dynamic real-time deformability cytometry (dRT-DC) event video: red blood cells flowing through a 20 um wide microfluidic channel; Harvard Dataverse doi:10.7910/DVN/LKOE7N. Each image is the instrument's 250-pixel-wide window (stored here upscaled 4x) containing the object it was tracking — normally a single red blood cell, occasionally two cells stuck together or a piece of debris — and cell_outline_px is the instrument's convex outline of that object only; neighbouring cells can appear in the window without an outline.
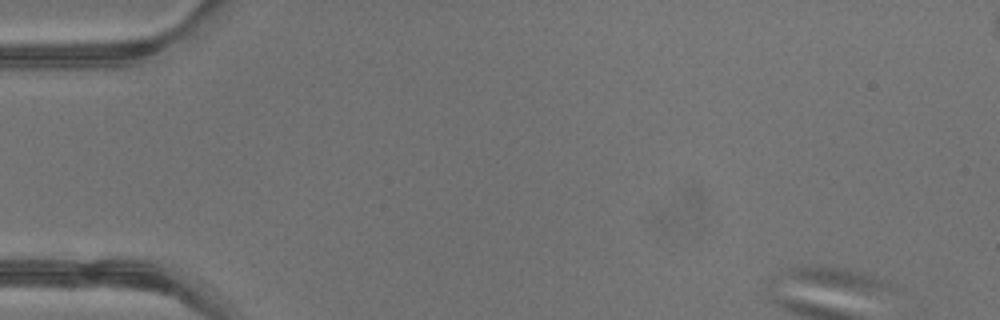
{"species": "common noctule bat (a hibernating species)", "species_latin": "Nyctalus noctula", "temperature_condition": "warm", "stored_images_in_passage": 2, "camera_frame_rate_fps": 3000, "um_per_image_px": 0.085, "animal": {"sex": "male", "body_mass_g": 13.3}, "frame": {"image": 1, "passage_image": 1, "time_ms": 0.0, "image_size_px": [1000, 320], "cell_outline_px": [[900, 288], [852, 288], [768, 284], [768, 276], [788, 268], [808, 264], [844, 268], [860, 272], [884, 280]], "centroid_in_image_um": [70.28, 23.62], "position_along_channel_um": 14.7, "area_um2": 14.62}}